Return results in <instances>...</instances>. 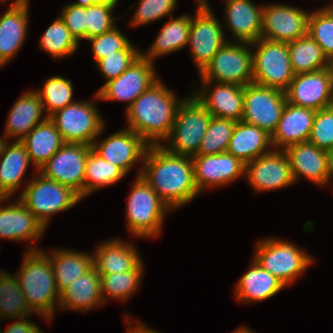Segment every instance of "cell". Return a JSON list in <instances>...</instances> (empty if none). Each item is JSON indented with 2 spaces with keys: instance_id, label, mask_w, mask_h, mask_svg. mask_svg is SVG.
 <instances>
[{
  "instance_id": "obj_1",
  "label": "cell",
  "mask_w": 333,
  "mask_h": 333,
  "mask_svg": "<svg viewBox=\"0 0 333 333\" xmlns=\"http://www.w3.org/2000/svg\"><path fill=\"white\" fill-rule=\"evenodd\" d=\"M141 175L170 211L199 194L194 181L192 157L176 155L162 145L148 146ZM145 168V169H144Z\"/></svg>"
},
{
  "instance_id": "obj_2",
  "label": "cell",
  "mask_w": 333,
  "mask_h": 333,
  "mask_svg": "<svg viewBox=\"0 0 333 333\" xmlns=\"http://www.w3.org/2000/svg\"><path fill=\"white\" fill-rule=\"evenodd\" d=\"M181 102L158 80L126 108L127 129L141 136L149 146L162 145Z\"/></svg>"
},
{
  "instance_id": "obj_3",
  "label": "cell",
  "mask_w": 333,
  "mask_h": 333,
  "mask_svg": "<svg viewBox=\"0 0 333 333\" xmlns=\"http://www.w3.org/2000/svg\"><path fill=\"white\" fill-rule=\"evenodd\" d=\"M24 257L16 276L19 286L31 311L48 320L54 314L56 301L59 304L60 300L51 261L35 247L29 248Z\"/></svg>"
},
{
  "instance_id": "obj_4",
  "label": "cell",
  "mask_w": 333,
  "mask_h": 333,
  "mask_svg": "<svg viewBox=\"0 0 333 333\" xmlns=\"http://www.w3.org/2000/svg\"><path fill=\"white\" fill-rule=\"evenodd\" d=\"M212 115L192 94L177 108L166 150L176 155L194 157L198 153Z\"/></svg>"
},
{
  "instance_id": "obj_5",
  "label": "cell",
  "mask_w": 333,
  "mask_h": 333,
  "mask_svg": "<svg viewBox=\"0 0 333 333\" xmlns=\"http://www.w3.org/2000/svg\"><path fill=\"white\" fill-rule=\"evenodd\" d=\"M128 196L127 226L137 237L159 235L166 210L170 208L162 201L141 175Z\"/></svg>"
},
{
  "instance_id": "obj_6",
  "label": "cell",
  "mask_w": 333,
  "mask_h": 333,
  "mask_svg": "<svg viewBox=\"0 0 333 333\" xmlns=\"http://www.w3.org/2000/svg\"><path fill=\"white\" fill-rule=\"evenodd\" d=\"M250 45L257 46L252 50L253 83L285 92L295 76L288 44L261 37Z\"/></svg>"
},
{
  "instance_id": "obj_7",
  "label": "cell",
  "mask_w": 333,
  "mask_h": 333,
  "mask_svg": "<svg viewBox=\"0 0 333 333\" xmlns=\"http://www.w3.org/2000/svg\"><path fill=\"white\" fill-rule=\"evenodd\" d=\"M37 177L28 183L19 200L46 228L50 215L70 209L81 197L68 186L42 174Z\"/></svg>"
},
{
  "instance_id": "obj_8",
  "label": "cell",
  "mask_w": 333,
  "mask_h": 333,
  "mask_svg": "<svg viewBox=\"0 0 333 333\" xmlns=\"http://www.w3.org/2000/svg\"><path fill=\"white\" fill-rule=\"evenodd\" d=\"M227 41L200 72L202 81L233 83L240 86L253 83V54L250 43Z\"/></svg>"
},
{
  "instance_id": "obj_9",
  "label": "cell",
  "mask_w": 333,
  "mask_h": 333,
  "mask_svg": "<svg viewBox=\"0 0 333 333\" xmlns=\"http://www.w3.org/2000/svg\"><path fill=\"white\" fill-rule=\"evenodd\" d=\"M254 259L284 286L291 284L312 263V257L281 239L261 240Z\"/></svg>"
},
{
  "instance_id": "obj_10",
  "label": "cell",
  "mask_w": 333,
  "mask_h": 333,
  "mask_svg": "<svg viewBox=\"0 0 333 333\" xmlns=\"http://www.w3.org/2000/svg\"><path fill=\"white\" fill-rule=\"evenodd\" d=\"M65 143L92 145L104 129L94 103L74 102L49 116Z\"/></svg>"
},
{
  "instance_id": "obj_11",
  "label": "cell",
  "mask_w": 333,
  "mask_h": 333,
  "mask_svg": "<svg viewBox=\"0 0 333 333\" xmlns=\"http://www.w3.org/2000/svg\"><path fill=\"white\" fill-rule=\"evenodd\" d=\"M287 103L285 92L250 83L244 86L243 117L241 121L253 124L273 135Z\"/></svg>"
},
{
  "instance_id": "obj_12",
  "label": "cell",
  "mask_w": 333,
  "mask_h": 333,
  "mask_svg": "<svg viewBox=\"0 0 333 333\" xmlns=\"http://www.w3.org/2000/svg\"><path fill=\"white\" fill-rule=\"evenodd\" d=\"M91 145L65 143L39 170L44 177L68 186L82 199L87 155Z\"/></svg>"
},
{
  "instance_id": "obj_13",
  "label": "cell",
  "mask_w": 333,
  "mask_h": 333,
  "mask_svg": "<svg viewBox=\"0 0 333 333\" xmlns=\"http://www.w3.org/2000/svg\"><path fill=\"white\" fill-rule=\"evenodd\" d=\"M197 1L196 15L191 17L188 44L200 73L227 41L224 40L221 23L214 17L208 2Z\"/></svg>"
},
{
  "instance_id": "obj_14",
  "label": "cell",
  "mask_w": 333,
  "mask_h": 333,
  "mask_svg": "<svg viewBox=\"0 0 333 333\" xmlns=\"http://www.w3.org/2000/svg\"><path fill=\"white\" fill-rule=\"evenodd\" d=\"M153 67V62L141 55L120 76L106 82L96 92V99L127 101L129 107L143 92L158 81Z\"/></svg>"
},
{
  "instance_id": "obj_15",
  "label": "cell",
  "mask_w": 333,
  "mask_h": 333,
  "mask_svg": "<svg viewBox=\"0 0 333 333\" xmlns=\"http://www.w3.org/2000/svg\"><path fill=\"white\" fill-rule=\"evenodd\" d=\"M310 13L288 5L263 6L261 37L289 43L308 34Z\"/></svg>"
},
{
  "instance_id": "obj_16",
  "label": "cell",
  "mask_w": 333,
  "mask_h": 333,
  "mask_svg": "<svg viewBox=\"0 0 333 333\" xmlns=\"http://www.w3.org/2000/svg\"><path fill=\"white\" fill-rule=\"evenodd\" d=\"M244 175L256 191L280 189L294 183L288 156L280 149L246 163Z\"/></svg>"
},
{
  "instance_id": "obj_17",
  "label": "cell",
  "mask_w": 333,
  "mask_h": 333,
  "mask_svg": "<svg viewBox=\"0 0 333 333\" xmlns=\"http://www.w3.org/2000/svg\"><path fill=\"white\" fill-rule=\"evenodd\" d=\"M333 92L328 68L296 74L285 91L287 102L315 111L324 109Z\"/></svg>"
},
{
  "instance_id": "obj_18",
  "label": "cell",
  "mask_w": 333,
  "mask_h": 333,
  "mask_svg": "<svg viewBox=\"0 0 333 333\" xmlns=\"http://www.w3.org/2000/svg\"><path fill=\"white\" fill-rule=\"evenodd\" d=\"M194 181L199 192L231 183L245 173V164L228 152L192 157ZM202 190V191H201Z\"/></svg>"
},
{
  "instance_id": "obj_19",
  "label": "cell",
  "mask_w": 333,
  "mask_h": 333,
  "mask_svg": "<svg viewBox=\"0 0 333 333\" xmlns=\"http://www.w3.org/2000/svg\"><path fill=\"white\" fill-rule=\"evenodd\" d=\"M148 146L141 136L126 128L111 134L100 144L95 140L91 148L105 161L116 165L126 174L136 161H143Z\"/></svg>"
},
{
  "instance_id": "obj_20",
  "label": "cell",
  "mask_w": 333,
  "mask_h": 333,
  "mask_svg": "<svg viewBox=\"0 0 333 333\" xmlns=\"http://www.w3.org/2000/svg\"><path fill=\"white\" fill-rule=\"evenodd\" d=\"M284 152L288 156L294 182L299 176L320 186L330 180L328 151L306 141L291 145Z\"/></svg>"
},
{
  "instance_id": "obj_21",
  "label": "cell",
  "mask_w": 333,
  "mask_h": 333,
  "mask_svg": "<svg viewBox=\"0 0 333 333\" xmlns=\"http://www.w3.org/2000/svg\"><path fill=\"white\" fill-rule=\"evenodd\" d=\"M202 84L204 87L206 86V89L193 93V95L212 116L231 119L236 122L242 120L244 86L233 83H217L212 92L206 95L208 93L206 91L207 87L211 83L202 81Z\"/></svg>"
},
{
  "instance_id": "obj_22",
  "label": "cell",
  "mask_w": 333,
  "mask_h": 333,
  "mask_svg": "<svg viewBox=\"0 0 333 333\" xmlns=\"http://www.w3.org/2000/svg\"><path fill=\"white\" fill-rule=\"evenodd\" d=\"M316 111L310 108L286 103L278 126L271 136L273 149L287 147L308 141ZM278 147V148H277Z\"/></svg>"
},
{
  "instance_id": "obj_23",
  "label": "cell",
  "mask_w": 333,
  "mask_h": 333,
  "mask_svg": "<svg viewBox=\"0 0 333 333\" xmlns=\"http://www.w3.org/2000/svg\"><path fill=\"white\" fill-rule=\"evenodd\" d=\"M29 0H16L0 17V64L8 63L25 41Z\"/></svg>"
},
{
  "instance_id": "obj_24",
  "label": "cell",
  "mask_w": 333,
  "mask_h": 333,
  "mask_svg": "<svg viewBox=\"0 0 333 333\" xmlns=\"http://www.w3.org/2000/svg\"><path fill=\"white\" fill-rule=\"evenodd\" d=\"M137 248L120 239L101 244L93 256V266L98 274H113L131 270H143Z\"/></svg>"
},
{
  "instance_id": "obj_25",
  "label": "cell",
  "mask_w": 333,
  "mask_h": 333,
  "mask_svg": "<svg viewBox=\"0 0 333 333\" xmlns=\"http://www.w3.org/2000/svg\"><path fill=\"white\" fill-rule=\"evenodd\" d=\"M226 21L238 42L253 43L261 38L263 7L250 0H227Z\"/></svg>"
},
{
  "instance_id": "obj_26",
  "label": "cell",
  "mask_w": 333,
  "mask_h": 333,
  "mask_svg": "<svg viewBox=\"0 0 333 333\" xmlns=\"http://www.w3.org/2000/svg\"><path fill=\"white\" fill-rule=\"evenodd\" d=\"M0 207V238L13 240H38L46 229L20 200Z\"/></svg>"
},
{
  "instance_id": "obj_27",
  "label": "cell",
  "mask_w": 333,
  "mask_h": 333,
  "mask_svg": "<svg viewBox=\"0 0 333 333\" xmlns=\"http://www.w3.org/2000/svg\"><path fill=\"white\" fill-rule=\"evenodd\" d=\"M103 303L101 278L93 266L60 293L58 305L63 309L87 311Z\"/></svg>"
},
{
  "instance_id": "obj_28",
  "label": "cell",
  "mask_w": 333,
  "mask_h": 333,
  "mask_svg": "<svg viewBox=\"0 0 333 333\" xmlns=\"http://www.w3.org/2000/svg\"><path fill=\"white\" fill-rule=\"evenodd\" d=\"M269 146L273 147L271 135L266 131L253 124L237 121L227 152L246 164L271 152V150H265Z\"/></svg>"
},
{
  "instance_id": "obj_29",
  "label": "cell",
  "mask_w": 333,
  "mask_h": 333,
  "mask_svg": "<svg viewBox=\"0 0 333 333\" xmlns=\"http://www.w3.org/2000/svg\"><path fill=\"white\" fill-rule=\"evenodd\" d=\"M43 111V103L38 93L34 90L25 92L10 111L5 138L16 136V141H21L35 126L48 118L45 116L41 119Z\"/></svg>"
},
{
  "instance_id": "obj_30",
  "label": "cell",
  "mask_w": 333,
  "mask_h": 333,
  "mask_svg": "<svg viewBox=\"0 0 333 333\" xmlns=\"http://www.w3.org/2000/svg\"><path fill=\"white\" fill-rule=\"evenodd\" d=\"M20 142L37 170L65 144L49 117L35 126Z\"/></svg>"
},
{
  "instance_id": "obj_31",
  "label": "cell",
  "mask_w": 333,
  "mask_h": 333,
  "mask_svg": "<svg viewBox=\"0 0 333 333\" xmlns=\"http://www.w3.org/2000/svg\"><path fill=\"white\" fill-rule=\"evenodd\" d=\"M284 287L278 278L266 271L254 259L249 271L247 270L238 280L235 295L240 302H256L271 298Z\"/></svg>"
},
{
  "instance_id": "obj_32",
  "label": "cell",
  "mask_w": 333,
  "mask_h": 333,
  "mask_svg": "<svg viewBox=\"0 0 333 333\" xmlns=\"http://www.w3.org/2000/svg\"><path fill=\"white\" fill-rule=\"evenodd\" d=\"M51 256L47 254L51 261L53 274L56 281L57 290L61 293L76 278L83 276L85 272L93 267V255L79 253L69 250H52Z\"/></svg>"
},
{
  "instance_id": "obj_33",
  "label": "cell",
  "mask_w": 333,
  "mask_h": 333,
  "mask_svg": "<svg viewBox=\"0 0 333 333\" xmlns=\"http://www.w3.org/2000/svg\"><path fill=\"white\" fill-rule=\"evenodd\" d=\"M29 155L20 141L7 143L0 157V188L11 197L21 185L23 175L30 163Z\"/></svg>"
},
{
  "instance_id": "obj_34",
  "label": "cell",
  "mask_w": 333,
  "mask_h": 333,
  "mask_svg": "<svg viewBox=\"0 0 333 333\" xmlns=\"http://www.w3.org/2000/svg\"><path fill=\"white\" fill-rule=\"evenodd\" d=\"M191 17L182 15L167 22L161 29L150 51L147 54L141 53L144 58L153 62L154 58L169 54L183 48L188 44Z\"/></svg>"
},
{
  "instance_id": "obj_35",
  "label": "cell",
  "mask_w": 333,
  "mask_h": 333,
  "mask_svg": "<svg viewBox=\"0 0 333 333\" xmlns=\"http://www.w3.org/2000/svg\"><path fill=\"white\" fill-rule=\"evenodd\" d=\"M287 44L295 75L328 68L329 59L308 34Z\"/></svg>"
},
{
  "instance_id": "obj_36",
  "label": "cell",
  "mask_w": 333,
  "mask_h": 333,
  "mask_svg": "<svg viewBox=\"0 0 333 333\" xmlns=\"http://www.w3.org/2000/svg\"><path fill=\"white\" fill-rule=\"evenodd\" d=\"M125 175L119 167L105 161L91 149L85 167L84 197L92 194L97 188L115 184Z\"/></svg>"
},
{
  "instance_id": "obj_37",
  "label": "cell",
  "mask_w": 333,
  "mask_h": 333,
  "mask_svg": "<svg viewBox=\"0 0 333 333\" xmlns=\"http://www.w3.org/2000/svg\"><path fill=\"white\" fill-rule=\"evenodd\" d=\"M32 314L17 277L0 272V318H25Z\"/></svg>"
},
{
  "instance_id": "obj_38",
  "label": "cell",
  "mask_w": 333,
  "mask_h": 333,
  "mask_svg": "<svg viewBox=\"0 0 333 333\" xmlns=\"http://www.w3.org/2000/svg\"><path fill=\"white\" fill-rule=\"evenodd\" d=\"M40 48L56 59L72 55L79 43L69 32L64 21L59 17L48 27L39 41Z\"/></svg>"
},
{
  "instance_id": "obj_39",
  "label": "cell",
  "mask_w": 333,
  "mask_h": 333,
  "mask_svg": "<svg viewBox=\"0 0 333 333\" xmlns=\"http://www.w3.org/2000/svg\"><path fill=\"white\" fill-rule=\"evenodd\" d=\"M235 124L236 121L234 120L212 116L196 155L221 154L227 152Z\"/></svg>"
},
{
  "instance_id": "obj_40",
  "label": "cell",
  "mask_w": 333,
  "mask_h": 333,
  "mask_svg": "<svg viewBox=\"0 0 333 333\" xmlns=\"http://www.w3.org/2000/svg\"><path fill=\"white\" fill-rule=\"evenodd\" d=\"M142 272L143 270H131L113 274H99L103 300H107L108 295L122 301L130 297L140 286Z\"/></svg>"
},
{
  "instance_id": "obj_41",
  "label": "cell",
  "mask_w": 333,
  "mask_h": 333,
  "mask_svg": "<svg viewBox=\"0 0 333 333\" xmlns=\"http://www.w3.org/2000/svg\"><path fill=\"white\" fill-rule=\"evenodd\" d=\"M42 90L36 91L47 111V117L54 112L74 103L72 100L73 86L70 80L62 76H53L46 80Z\"/></svg>"
},
{
  "instance_id": "obj_42",
  "label": "cell",
  "mask_w": 333,
  "mask_h": 333,
  "mask_svg": "<svg viewBox=\"0 0 333 333\" xmlns=\"http://www.w3.org/2000/svg\"><path fill=\"white\" fill-rule=\"evenodd\" d=\"M308 35L321 47L329 59L333 56V10L322 8L308 18Z\"/></svg>"
},
{
  "instance_id": "obj_43",
  "label": "cell",
  "mask_w": 333,
  "mask_h": 333,
  "mask_svg": "<svg viewBox=\"0 0 333 333\" xmlns=\"http://www.w3.org/2000/svg\"><path fill=\"white\" fill-rule=\"evenodd\" d=\"M87 40L91 41L95 63L118 51H138L131 45L126 36L119 31L117 26L107 33L91 37Z\"/></svg>"
},
{
  "instance_id": "obj_44",
  "label": "cell",
  "mask_w": 333,
  "mask_h": 333,
  "mask_svg": "<svg viewBox=\"0 0 333 333\" xmlns=\"http://www.w3.org/2000/svg\"><path fill=\"white\" fill-rule=\"evenodd\" d=\"M115 5L96 3L86 7V40L116 27L115 18L111 14Z\"/></svg>"
},
{
  "instance_id": "obj_45",
  "label": "cell",
  "mask_w": 333,
  "mask_h": 333,
  "mask_svg": "<svg viewBox=\"0 0 333 333\" xmlns=\"http://www.w3.org/2000/svg\"><path fill=\"white\" fill-rule=\"evenodd\" d=\"M308 141L325 151H333V113L326 108L316 111Z\"/></svg>"
},
{
  "instance_id": "obj_46",
  "label": "cell",
  "mask_w": 333,
  "mask_h": 333,
  "mask_svg": "<svg viewBox=\"0 0 333 333\" xmlns=\"http://www.w3.org/2000/svg\"><path fill=\"white\" fill-rule=\"evenodd\" d=\"M131 26L148 24L166 15L173 17L171 11L176 7L177 0H140Z\"/></svg>"
},
{
  "instance_id": "obj_47",
  "label": "cell",
  "mask_w": 333,
  "mask_h": 333,
  "mask_svg": "<svg viewBox=\"0 0 333 333\" xmlns=\"http://www.w3.org/2000/svg\"><path fill=\"white\" fill-rule=\"evenodd\" d=\"M141 56V51H118L99 60L96 64L107 80L117 78Z\"/></svg>"
},
{
  "instance_id": "obj_48",
  "label": "cell",
  "mask_w": 333,
  "mask_h": 333,
  "mask_svg": "<svg viewBox=\"0 0 333 333\" xmlns=\"http://www.w3.org/2000/svg\"><path fill=\"white\" fill-rule=\"evenodd\" d=\"M60 18L78 43L86 39V7L70 3L63 7Z\"/></svg>"
},
{
  "instance_id": "obj_49",
  "label": "cell",
  "mask_w": 333,
  "mask_h": 333,
  "mask_svg": "<svg viewBox=\"0 0 333 333\" xmlns=\"http://www.w3.org/2000/svg\"><path fill=\"white\" fill-rule=\"evenodd\" d=\"M26 318L18 319L17 322L11 324L3 333H43L35 323L26 320Z\"/></svg>"
},
{
  "instance_id": "obj_50",
  "label": "cell",
  "mask_w": 333,
  "mask_h": 333,
  "mask_svg": "<svg viewBox=\"0 0 333 333\" xmlns=\"http://www.w3.org/2000/svg\"><path fill=\"white\" fill-rule=\"evenodd\" d=\"M118 0H78L72 4L82 7H88L89 5L100 3V4H117Z\"/></svg>"
},
{
  "instance_id": "obj_51",
  "label": "cell",
  "mask_w": 333,
  "mask_h": 333,
  "mask_svg": "<svg viewBox=\"0 0 333 333\" xmlns=\"http://www.w3.org/2000/svg\"><path fill=\"white\" fill-rule=\"evenodd\" d=\"M137 327L133 326H128L127 333H158L157 331H155L154 329H148L147 327H145L144 325H142V323L136 325Z\"/></svg>"
},
{
  "instance_id": "obj_52",
  "label": "cell",
  "mask_w": 333,
  "mask_h": 333,
  "mask_svg": "<svg viewBox=\"0 0 333 333\" xmlns=\"http://www.w3.org/2000/svg\"><path fill=\"white\" fill-rule=\"evenodd\" d=\"M329 176H333V151L329 152Z\"/></svg>"
},
{
  "instance_id": "obj_53",
  "label": "cell",
  "mask_w": 333,
  "mask_h": 333,
  "mask_svg": "<svg viewBox=\"0 0 333 333\" xmlns=\"http://www.w3.org/2000/svg\"><path fill=\"white\" fill-rule=\"evenodd\" d=\"M325 108L331 113H333V92L331 93V96L329 97Z\"/></svg>"
},
{
  "instance_id": "obj_54",
  "label": "cell",
  "mask_w": 333,
  "mask_h": 333,
  "mask_svg": "<svg viewBox=\"0 0 333 333\" xmlns=\"http://www.w3.org/2000/svg\"><path fill=\"white\" fill-rule=\"evenodd\" d=\"M5 138L3 137H0V157L2 156V154H3V152H4V149H5V147H6V145H7V139L6 140H4Z\"/></svg>"
},
{
  "instance_id": "obj_55",
  "label": "cell",
  "mask_w": 333,
  "mask_h": 333,
  "mask_svg": "<svg viewBox=\"0 0 333 333\" xmlns=\"http://www.w3.org/2000/svg\"><path fill=\"white\" fill-rule=\"evenodd\" d=\"M328 69L331 74V78L333 80V56L329 58L328 60Z\"/></svg>"
},
{
  "instance_id": "obj_56",
  "label": "cell",
  "mask_w": 333,
  "mask_h": 333,
  "mask_svg": "<svg viewBox=\"0 0 333 333\" xmlns=\"http://www.w3.org/2000/svg\"><path fill=\"white\" fill-rule=\"evenodd\" d=\"M232 333V332H231ZM233 333H254L252 331H250L248 328L246 327H241L236 331H233Z\"/></svg>"
},
{
  "instance_id": "obj_57",
  "label": "cell",
  "mask_w": 333,
  "mask_h": 333,
  "mask_svg": "<svg viewBox=\"0 0 333 333\" xmlns=\"http://www.w3.org/2000/svg\"><path fill=\"white\" fill-rule=\"evenodd\" d=\"M8 198L9 197L0 188V203H2V201L6 200Z\"/></svg>"
},
{
  "instance_id": "obj_58",
  "label": "cell",
  "mask_w": 333,
  "mask_h": 333,
  "mask_svg": "<svg viewBox=\"0 0 333 333\" xmlns=\"http://www.w3.org/2000/svg\"><path fill=\"white\" fill-rule=\"evenodd\" d=\"M325 8H331L333 10V5L326 6Z\"/></svg>"
}]
</instances>
